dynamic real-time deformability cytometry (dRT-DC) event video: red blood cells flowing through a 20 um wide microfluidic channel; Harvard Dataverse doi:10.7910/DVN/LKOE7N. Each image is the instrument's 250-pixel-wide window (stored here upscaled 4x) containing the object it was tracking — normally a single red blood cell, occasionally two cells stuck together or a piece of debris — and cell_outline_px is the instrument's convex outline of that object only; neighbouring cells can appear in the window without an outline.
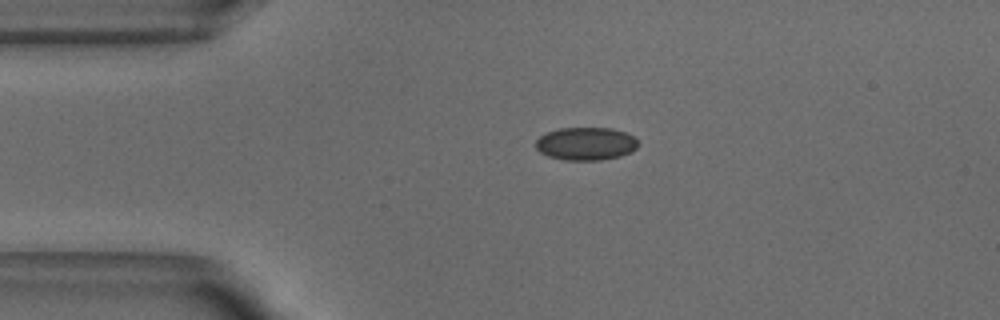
{"species": "common noctule bat (a hibernating species)", "species_latin": "Nyctalus noctula", "temperature_condition": "warm", "stored_images_in_passage": 8, "camera_frame_rate_fps": 3000, "um_per_image_px": 0.085, "animal": {"sex": "male", "body_mass_g": 18.8}, "frame": {"image": 1, "passage_image": 1, "time_ms": 0.0, "image_size_px": [1000, 320], "cell_outline_px": [[636, 148], [632, 152], [620, 156], [600, 160], [564, 160], [548, 156], [540, 152], [536, 148], [536, 140], [544, 132], [560, 128], [612, 128], [624, 132], [632, 136], [636, 140]], "centroid_in_image_um": [49.76, 12.21], "position_along_channel_um": 35.2, "area_um2": 19.65}}